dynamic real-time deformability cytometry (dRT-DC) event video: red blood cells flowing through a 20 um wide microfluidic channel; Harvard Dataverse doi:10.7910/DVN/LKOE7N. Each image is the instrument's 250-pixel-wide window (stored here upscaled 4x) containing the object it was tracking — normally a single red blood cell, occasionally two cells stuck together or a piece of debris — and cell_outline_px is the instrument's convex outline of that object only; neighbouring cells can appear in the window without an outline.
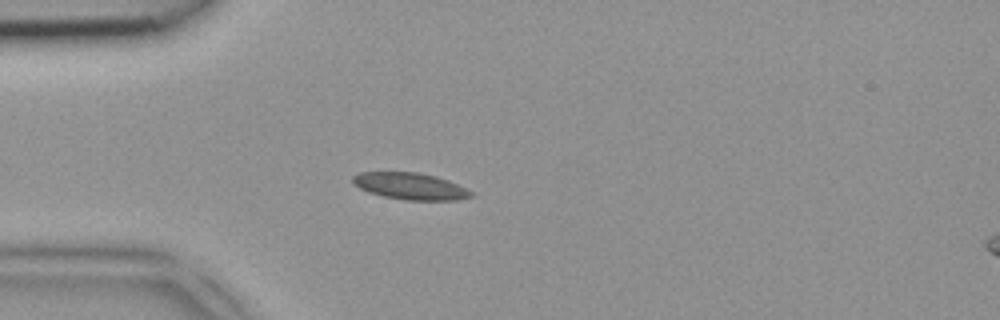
{"species": "common noctule bat (a hibernating species)", "species_latin": "Nyctalus noctula", "temperature_condition": "room temperature", "stored_images_in_passage": 36, "camera_frame_rate_fps": 3000, "um_per_image_px": 0.085, "animal": {"sex": "female", "body_mass_g": 18.4}, "frame": {"image": 1, "passage_image": 2, "time_ms": 0.333, "image_size_px": [1000, 320], "cell_outline_px": [[472, 196], [456, 200], [404, 200], [384, 196], [368, 192], [352, 184], [352, 176], [360, 172], [416, 172], [436, 176], [448, 180], [472, 192]], "centroid_in_image_um": [34.82, 15.82], "position_along_channel_um": 50.2, "area_um2": 18.32}}
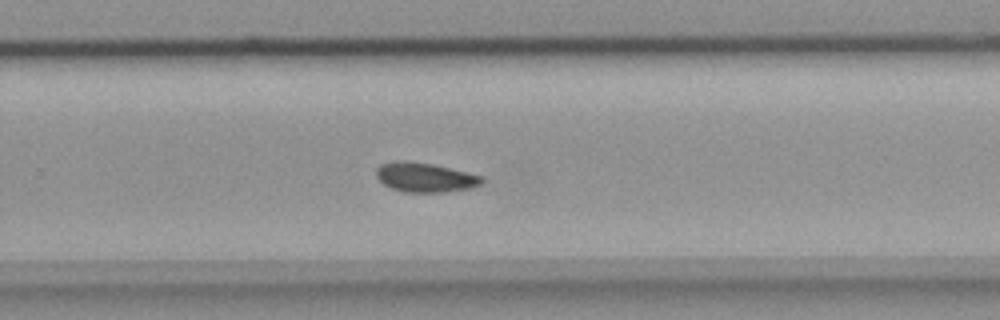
{"frame": {"image": 2, "passage_image": 20, "time_ms": 6.333, "image_size_px": [1000, 320], "cell_outline_px": [[484, 180], [480, 184], [472, 188], [444, 192], [404, 192], [392, 188], [384, 184], [376, 176], [376, 168], [380, 164], [396, 160], [404, 160], [432, 164], [480, 176]], "centroid_in_image_um": [36.07, 15.07], "position_along_channel_um": 293.7, "area_um2": 17.92}}
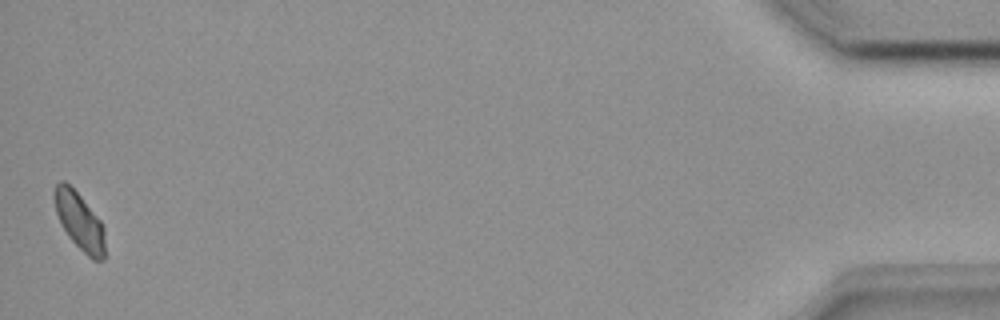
{"frame": {"image": 3, "passage_image": 36, "time_ms": 11.667, "image_size_px": [1000, 320], "cell_outline_px": [[104, 260], [92, 260], [68, 236], [56, 212], [52, 192], [56, 184], [60, 180], [64, 180], [80, 196], [100, 220], [104, 228]], "centroid_in_image_um": [6.74, 18.78], "position_along_channel_um": 428.5, "area_um2": 16.65}}